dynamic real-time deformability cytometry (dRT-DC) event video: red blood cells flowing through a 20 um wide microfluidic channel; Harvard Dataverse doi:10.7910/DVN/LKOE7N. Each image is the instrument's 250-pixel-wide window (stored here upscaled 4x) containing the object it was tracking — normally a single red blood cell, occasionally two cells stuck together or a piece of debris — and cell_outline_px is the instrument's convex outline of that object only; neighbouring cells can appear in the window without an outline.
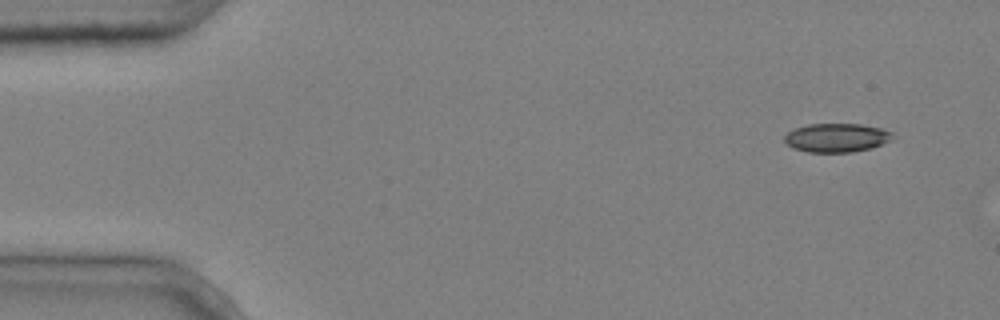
{"species": "common noctule bat (a hibernating species)", "species_latin": "Nyctalus noctula", "temperature_condition": "cold", "stored_images_in_passage": 4, "camera_frame_rate_fps": 3000, "um_per_image_px": 0.085, "animal": {"sex": "male", "body_mass_g": 20.4}, "frame": {"image": 1, "passage_image": 1, "time_ms": 0.0, "image_size_px": [1000, 320], "cell_outline_px": [[896, 136], [892, 140], [872, 148], [852, 152], [808, 152], [792, 148], [784, 140], [784, 136], [788, 132], [796, 128], [808, 124], [860, 124], [880, 128], [892, 132]], "centroid_in_image_um": [71.14, 11.71], "position_along_channel_um": 13.9, "area_um2": 18.21}}
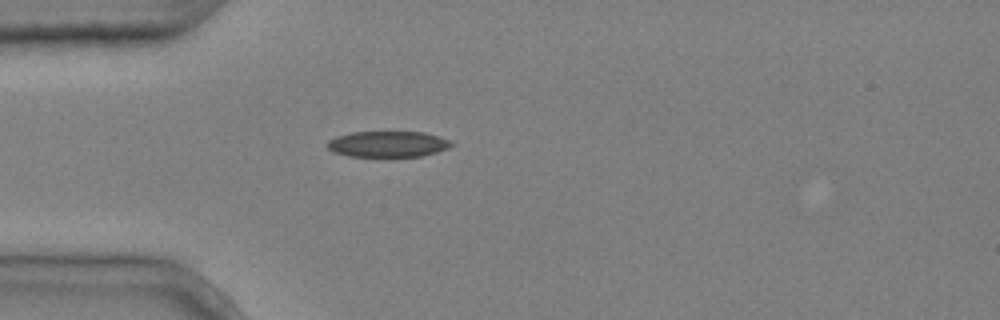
{"frame": {"image": 2, "passage_image": 4, "time_ms": 1.0, "image_size_px": [1000, 320], "cell_outline_px": [[456, 144], [448, 148], [436, 152], [420, 156], [392, 160], [348, 156], [332, 152], [328, 148], [328, 140], [336, 136], [352, 132], [424, 132], [448, 140]], "centroid_in_image_um": [32.94, 12.3], "position_along_channel_um": 52.1, "area_um2": 19.65}}